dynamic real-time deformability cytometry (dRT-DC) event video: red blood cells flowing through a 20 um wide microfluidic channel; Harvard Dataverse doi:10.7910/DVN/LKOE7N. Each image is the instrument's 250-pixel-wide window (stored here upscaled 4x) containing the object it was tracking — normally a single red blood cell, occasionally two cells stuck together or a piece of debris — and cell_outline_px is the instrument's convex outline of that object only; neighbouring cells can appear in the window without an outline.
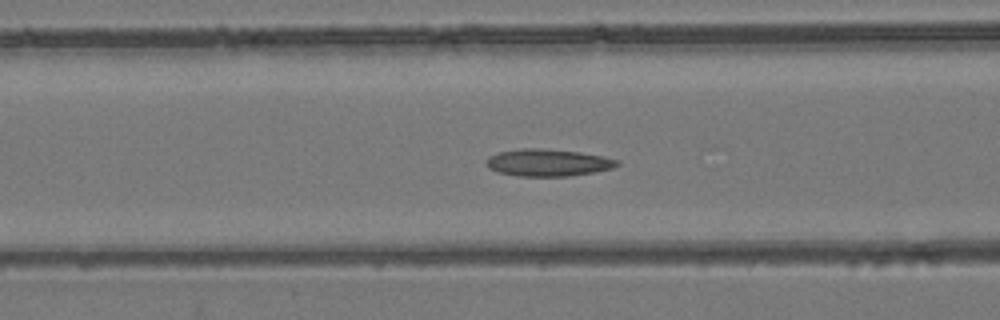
{"species": "common noctule bat (a hibernating species)", "species_latin": "Nyctalus noctula", "temperature_condition": "room temperature", "stored_images_in_passage": 55, "camera_frame_rate_fps": 3000, "um_per_image_px": 0.085, "animal": {"sex": "female", "body_mass_g": 24.6, "forearm_length_mm": 56.2}, "frame": {"image": 1, "passage_image": 22, "time_ms": 7.0, "image_size_px": [1000, 320], "cell_outline_px": [[620, 164], [612, 168], [596, 172], [568, 176], [516, 176], [500, 172], [488, 168], [484, 164], [484, 160], [488, 156], [500, 152], [520, 148], [540, 148], [580, 152], [604, 156], [620, 160]], "centroid_in_image_um": [46.57, 13.82], "position_along_channel_um": 120.0, "area_um2": 20.92}}
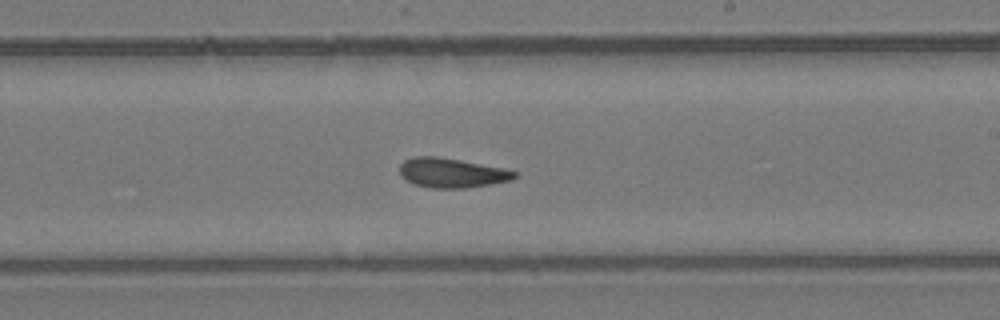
{"frame": {"image": 2, "passage_image": 32, "time_ms": 10.333, "image_size_px": [1000, 320], "cell_outline_px": [[520, 176], [512, 180], [492, 184], [464, 188], [432, 188], [412, 184], [404, 180], [400, 176], [400, 164], [404, 160], [416, 156], [436, 156], [460, 160], [504, 168], [520, 172]], "centroid_in_image_um": [38.42, 14.7], "position_along_channel_um": 250.6, "area_um2": 20.11}}
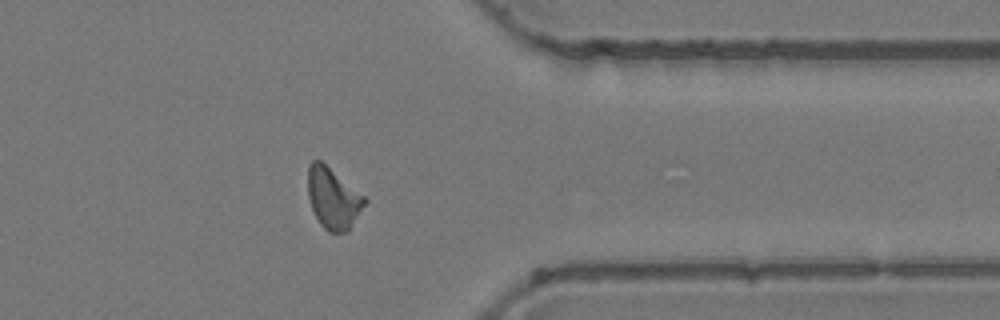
{"frame": {"image": 3, "passage_image": 43, "time_ms": 14.0, "image_size_px": [1000, 320], "cell_outline_px": [[368, 200], [348, 232], [328, 232], [320, 224], [312, 208], [308, 196], [308, 164], [312, 160], [320, 160], [364, 196]], "centroid_in_image_um": [28.31, 16.87], "position_along_channel_um": 383.1, "area_um2": 20.0}, "authors_computed_cell_mechanics": {"area_um2": 20.0566, "velocity_mm_per_s": 3.9211, "shape_relaxation_time_tau1_ms": 8.3197, "shape_relaxation_time_tau2_ms": 3.1516, "deformation_change_tau1": 0.1835, "deformation_change_tau2": 0.115}}